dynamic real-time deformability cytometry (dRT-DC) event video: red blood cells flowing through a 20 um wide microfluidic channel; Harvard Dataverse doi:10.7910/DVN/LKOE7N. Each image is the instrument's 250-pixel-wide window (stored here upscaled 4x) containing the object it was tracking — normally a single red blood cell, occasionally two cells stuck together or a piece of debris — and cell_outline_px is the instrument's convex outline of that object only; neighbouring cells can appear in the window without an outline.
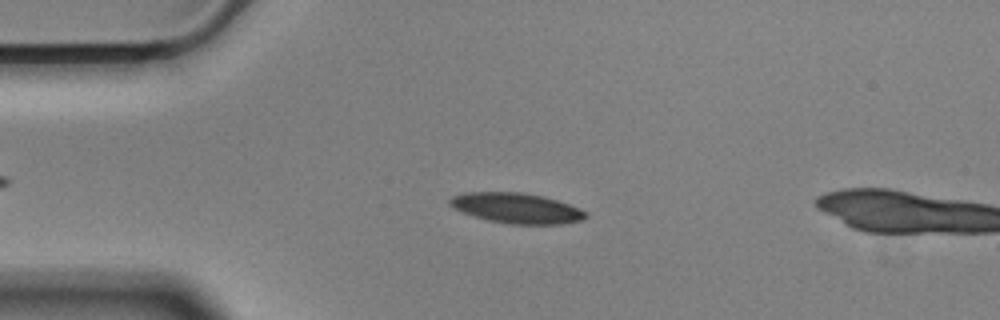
{"species": "Egyptian fruit bat (a non-hibernating species)", "species_latin": "Rousettus aegyptiacus", "temperature_condition": "cold", "stored_images_in_passage": 15, "camera_frame_rate_fps": 3000, "um_per_image_px": 0.085, "animal": {"sex": "male"}, "frame": {"image": 1, "passage_image": 13, "time_ms": 4.0, "image_size_px": [1000, 320], "cell_outline_px": [[588, 216], [580, 220], [560, 224], [508, 224], [488, 220], [452, 208], [448, 204], [448, 200], [452, 196], [464, 192], [524, 192], [544, 196], [580, 208], [588, 212]], "centroid_in_image_um": [43.89, 17.68], "position_along_channel_um": 41.1, "area_um2": 24.04}}